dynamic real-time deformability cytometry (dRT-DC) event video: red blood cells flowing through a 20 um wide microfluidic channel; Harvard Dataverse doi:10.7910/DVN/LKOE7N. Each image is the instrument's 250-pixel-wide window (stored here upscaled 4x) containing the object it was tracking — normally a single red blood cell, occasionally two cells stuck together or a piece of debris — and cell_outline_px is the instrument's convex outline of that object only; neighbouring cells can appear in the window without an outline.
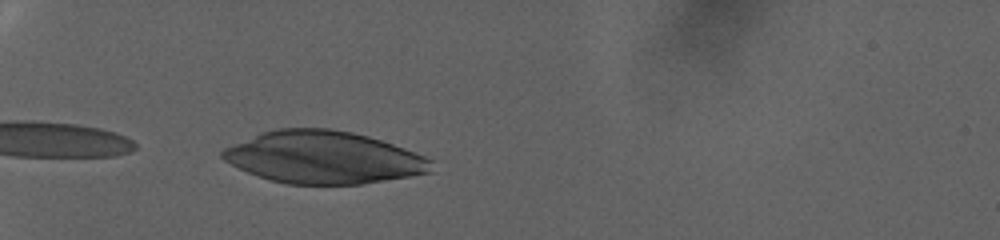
{"species": "human", "species_latin": "Homo sapiens", "temperature_condition": "warm", "stored_images_in_passage": 53, "camera_frame_rate_fps": 3000, "um_per_image_px": 0.085, "donor": {"sex": "female"}, "frame": {"image": 1, "passage_image": 2, "time_ms": 0.333, "image_size_px": [1000, 240], "cell_outline_px": [[432, 172], [412, 176], [360, 184], [288, 184], [272, 180], [248, 172], [224, 160], [220, 156], [220, 152], [224, 148], [260, 132], [280, 128], [328, 128], [352, 132], [368, 136], [404, 148], [424, 156], [432, 160]], "centroid_in_image_um": [27.5, 13.37], "position_along_channel_um": 57.5, "area_um2": 63.41}}